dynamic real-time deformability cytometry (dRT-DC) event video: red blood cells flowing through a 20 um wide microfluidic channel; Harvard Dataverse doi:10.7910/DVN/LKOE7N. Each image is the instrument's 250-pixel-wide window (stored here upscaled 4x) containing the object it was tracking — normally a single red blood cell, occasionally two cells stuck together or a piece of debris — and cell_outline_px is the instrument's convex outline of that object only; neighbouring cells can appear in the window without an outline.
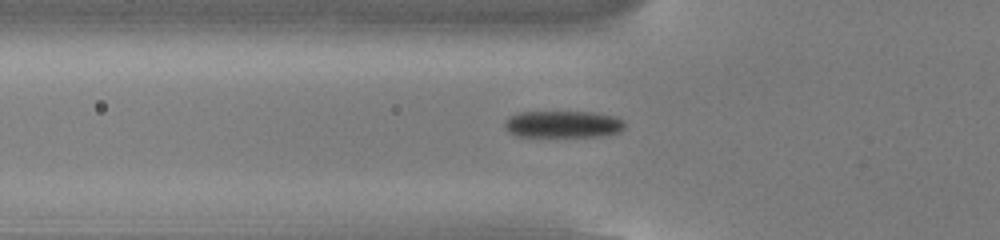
{"species": "common noctule bat (a hibernating species)", "species_latin": "Nyctalus noctula", "temperature_condition": "cold", "stored_images_in_passage": 52, "camera_frame_rate_fps": 3000, "um_per_image_px": 0.085, "animal": {"sex": "male", "body_mass_g": 13.0, "forearm_length_mm": 53.1}, "frame": {"image": 1, "passage_image": 19, "time_ms": 6.0, "image_size_px": [1000, 240], "cell_outline_px": [[624, 128], [620, 132], [600, 136], [516, 136], [508, 132], [504, 128], [504, 120], [508, 116], [520, 112], [592, 112], [616, 116], [624, 120]], "centroid_in_image_um": [47.83, 10.55], "position_along_channel_um": 78.0, "area_um2": 19.02}}
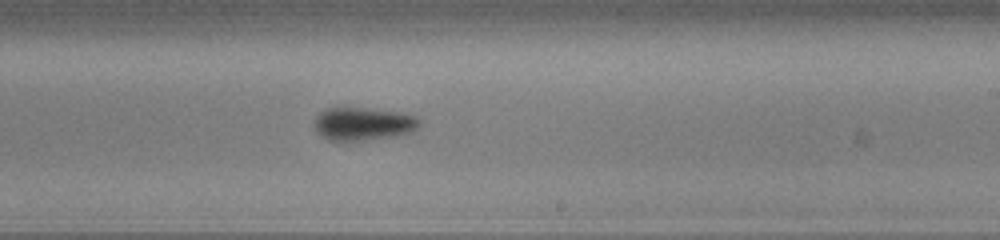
{"frame": {"image": 2, "passage_image": 33, "time_ms": 10.667, "image_size_px": [1000, 240], "cell_outline_px": [[420, 124], [412, 132], [400, 136], [364, 140], [328, 140], [320, 136], [316, 132], [312, 124], [312, 120], [324, 108], [340, 104], [400, 112], [416, 116], [420, 120]], "centroid_in_image_um": [30.79, 10.48], "position_along_channel_um": 258.2, "area_um2": 21.33}}
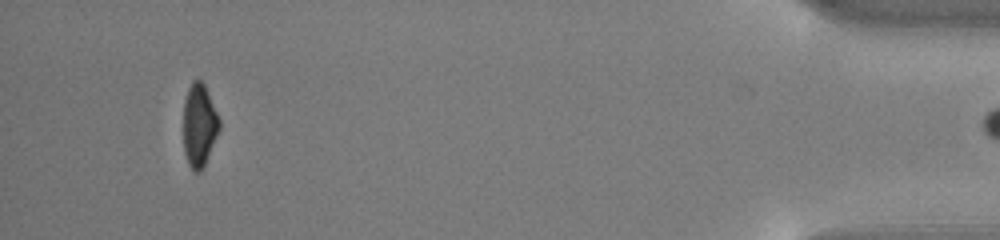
{"frame": {"image": 3, "passage_image": 51, "time_ms": 16.667, "image_size_px": [1000, 240], "cell_outline_px": [[220, 128], [204, 164], [200, 172], [196, 172], [188, 164], [184, 152], [184, 100], [188, 88], [192, 80], [200, 80], [204, 84], [220, 120]], "centroid_in_image_um": [16.92, 10.62], "position_along_channel_um": 418.3, "area_um2": 17.05}}